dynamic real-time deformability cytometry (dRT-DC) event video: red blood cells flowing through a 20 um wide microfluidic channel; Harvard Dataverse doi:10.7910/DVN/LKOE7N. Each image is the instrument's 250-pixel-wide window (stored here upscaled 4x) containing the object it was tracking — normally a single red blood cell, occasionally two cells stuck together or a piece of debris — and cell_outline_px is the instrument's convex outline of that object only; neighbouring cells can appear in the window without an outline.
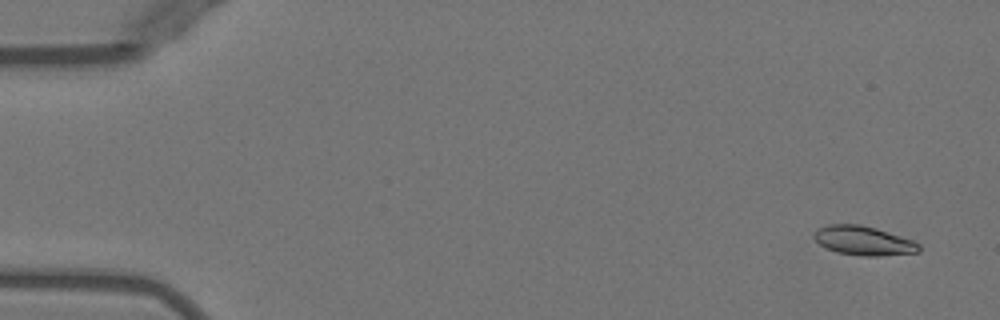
{"species": "Egyptian fruit bat (a non-hibernating species)", "species_latin": "Rousettus aegyptiacus", "temperature_condition": "warm", "stored_images_in_passage": 52, "camera_frame_rate_fps": 3000, "um_per_image_px": 0.085, "animal": {"sex": "female"}, "frame": {"image": 1, "passage_image": 3, "time_ms": 0.667, "image_size_px": [1000, 320], "cell_outline_px": [[920, 252], [880, 256], [864, 256], [836, 252], [820, 244], [812, 236], [816, 228], [828, 224], [860, 224], [876, 228], [912, 240], [920, 244]], "centroid_in_image_um": [73.38, 20.45], "position_along_channel_um": 11.6, "area_um2": 17.86}}
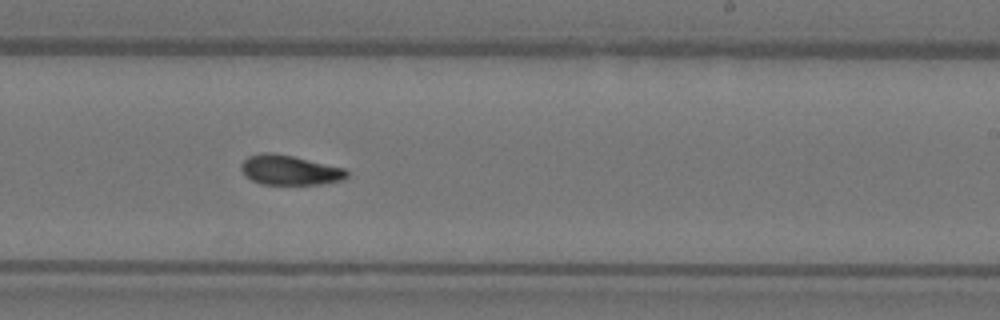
{"frame": {"image": 2, "passage_image": 32, "time_ms": 10.333, "image_size_px": [1000, 320], "cell_outline_px": [[348, 176], [344, 180], [320, 184], [260, 184], [244, 176], [240, 168], [240, 164], [248, 156], [264, 152], [272, 152], [292, 156], [344, 168], [348, 172]], "centroid_in_image_um": [24.59, 14.46], "position_along_channel_um": 264.4, "area_um2": 18.38}}
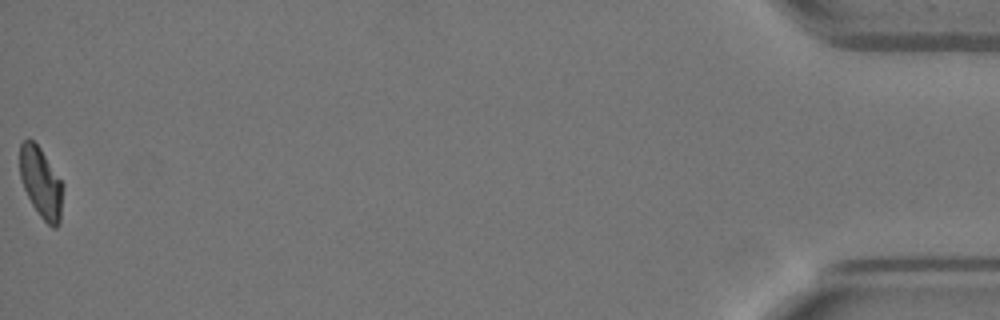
{"frame": {"image": 3, "passage_image": 52, "time_ms": 17.0, "image_size_px": [1000, 320], "cell_outline_px": [[64, 184], [60, 224], [56, 228], [52, 228], [40, 216], [32, 204], [24, 188], [20, 176], [20, 144], [24, 140], [32, 140], [40, 148]], "centroid_in_image_um": [3.51, 15.56], "position_along_channel_um": 431.7, "area_um2": 17.69}, "authors_computed_cell_mechanics": {"area_um2": 18.2648, "velocity_mm_per_s": 3.9743, "shape_relaxation_time_tau1_ms": 5.2267, "shape_relaxation_time_tau2_ms": 3.586, "deformation_change_tau1": 0.1701, "deformation_change_tau2": 0.0922}}